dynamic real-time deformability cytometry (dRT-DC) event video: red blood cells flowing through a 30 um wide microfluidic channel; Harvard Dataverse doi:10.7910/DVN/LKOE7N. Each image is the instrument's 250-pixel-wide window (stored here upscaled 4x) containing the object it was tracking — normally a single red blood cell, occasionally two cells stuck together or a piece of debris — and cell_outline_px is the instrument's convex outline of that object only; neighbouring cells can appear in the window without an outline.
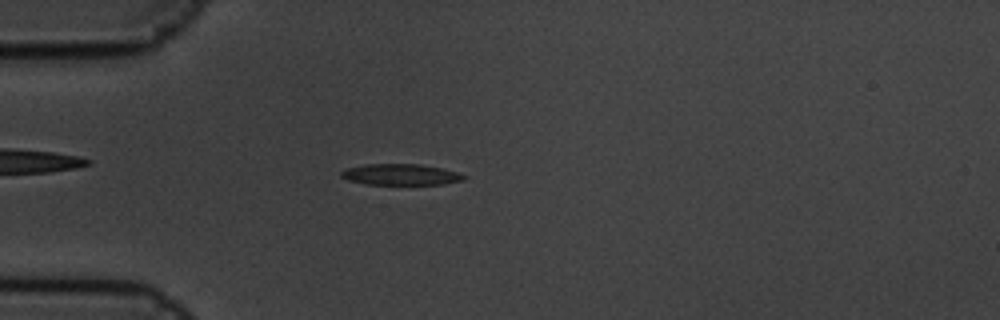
{"species": "common noctule bat (a hibernating species)", "species_latin": "Nyctalus noctula", "temperature_condition": "cold", "stored_images_in_passage": 4, "camera_frame_rate_fps": 3000, "um_per_image_px": 0.085, "animal": {"sex": "male", "body_mass_g": 19.5, "forearm_length_mm": 54.6}, "frame": {"image": 1, "passage_image": 4, "time_ms": 1.0, "image_size_px": [1000, 320], "cell_outline_px": [[468, 176], [464, 180], [444, 184], [368, 184], [348, 180], [340, 176], [340, 172], [344, 168], [364, 164], [420, 164], [440, 168], [456, 172]], "centroid_in_image_um": [34.03, 14.83], "position_along_channel_um": 51.0, "area_um2": 15.09}}